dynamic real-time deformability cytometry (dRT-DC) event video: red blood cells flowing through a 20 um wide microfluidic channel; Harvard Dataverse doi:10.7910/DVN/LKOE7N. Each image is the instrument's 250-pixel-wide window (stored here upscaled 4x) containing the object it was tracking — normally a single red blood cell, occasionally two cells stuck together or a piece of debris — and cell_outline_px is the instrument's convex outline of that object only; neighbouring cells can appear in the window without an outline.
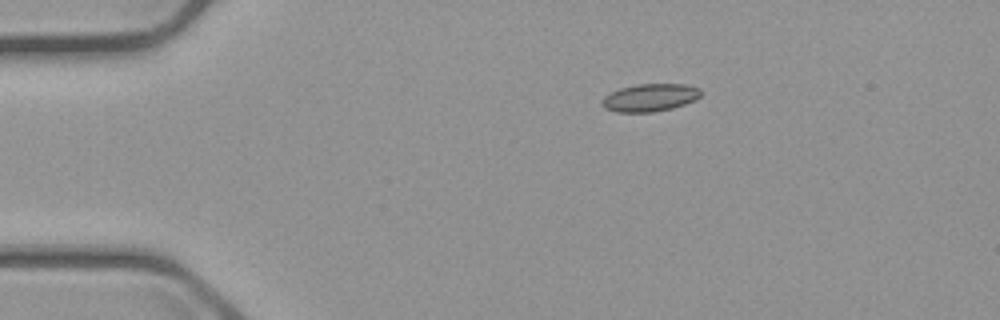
{"species": "common noctule bat (a hibernating species)", "species_latin": "Nyctalus noctula", "temperature_condition": "cold", "stored_images_in_passage": 4, "camera_frame_rate_fps": 3000, "um_per_image_px": 0.085, "animal": {"sex": "male", "body_mass_g": 23.1, "forearm_length_mm": 52.7}, "frame": {"image": 1, "passage_image": 1, "time_ms": 0.0, "image_size_px": [1000, 320], "cell_outline_px": [[700, 96], [684, 104], [672, 108], [652, 112], [616, 112], [604, 108], [604, 96], [620, 88], [640, 84], [684, 84], [700, 88]], "centroid_in_image_um": [55.25, 8.29], "position_along_channel_um": 29.7, "area_um2": 15.61}}
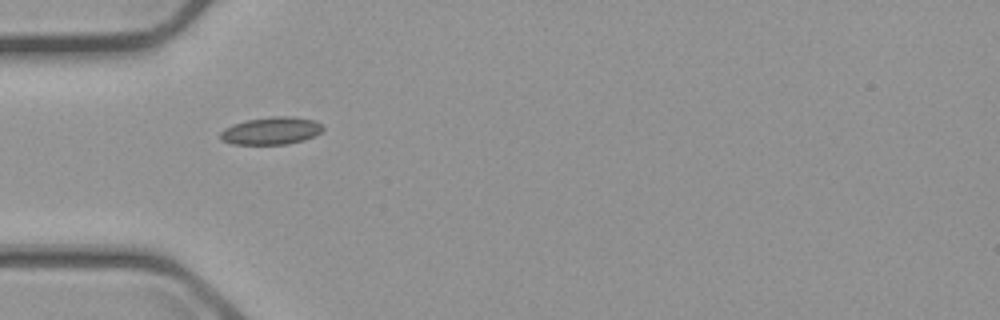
{"frame": {"image": 2, "passage_image": 3, "time_ms": 2.333, "image_size_px": [1000, 320], "cell_outline_px": [[324, 128], [320, 132], [304, 140], [288, 144], [232, 144], [220, 140], [220, 132], [224, 128], [232, 124], [248, 120], [272, 116], [292, 116], [316, 120]], "centroid_in_image_um": [23.03, 11.11], "position_along_channel_um": 62.0, "area_um2": 16.47}}
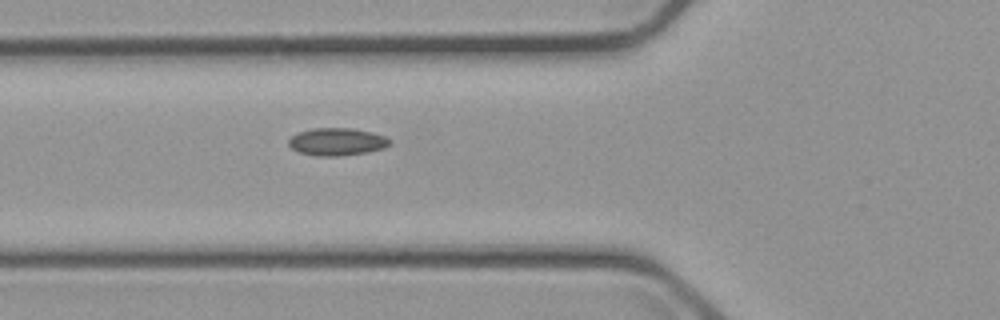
{"frame": {"image": 3, "passage_image": 4, "time_ms": 3.333, "image_size_px": [1000, 320], "cell_outline_px": [[392, 140], [384, 148], [368, 152], [336, 156], [316, 156], [300, 152], [292, 148], [288, 144], [288, 140], [292, 136], [300, 132], [312, 128], [352, 128], [372, 132], [384, 136]], "centroid_in_image_um": [28.64, 12.04], "position_along_channel_um": 97.2, "area_um2": 16.13}}